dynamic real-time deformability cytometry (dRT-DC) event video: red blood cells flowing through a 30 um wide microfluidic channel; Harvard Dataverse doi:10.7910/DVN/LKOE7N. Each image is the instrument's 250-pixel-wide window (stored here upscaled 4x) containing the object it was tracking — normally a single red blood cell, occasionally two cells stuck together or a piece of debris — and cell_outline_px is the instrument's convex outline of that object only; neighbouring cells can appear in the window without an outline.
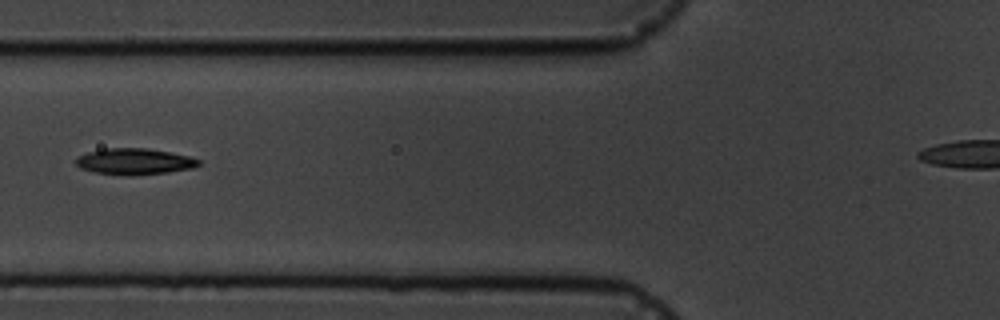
{"species": "common noctule bat (a hibernating species)", "species_latin": "Nyctalus noctula", "temperature_condition": "cold", "stored_images_in_passage": 6, "camera_frame_rate_fps": 3000, "um_per_image_px": 0.085, "animal": {"sex": "male", "body_mass_g": 19.5, "forearm_length_mm": 54.6}, "frame": {"image": 1, "passage_image": 6, "time_ms": 5.667, "image_size_px": [1000, 320], "cell_outline_px": [[200, 164], [192, 168], [168, 172], [136, 176], [128, 176], [96, 172], [80, 168], [76, 164], [76, 160], [80, 156], [88, 152], [104, 148], [144, 148], [168, 152], [188, 156], [200, 160]], "centroid_in_image_um": [11.43, 13.74], "position_along_channel_um": 114.4, "area_um2": 18.61}}